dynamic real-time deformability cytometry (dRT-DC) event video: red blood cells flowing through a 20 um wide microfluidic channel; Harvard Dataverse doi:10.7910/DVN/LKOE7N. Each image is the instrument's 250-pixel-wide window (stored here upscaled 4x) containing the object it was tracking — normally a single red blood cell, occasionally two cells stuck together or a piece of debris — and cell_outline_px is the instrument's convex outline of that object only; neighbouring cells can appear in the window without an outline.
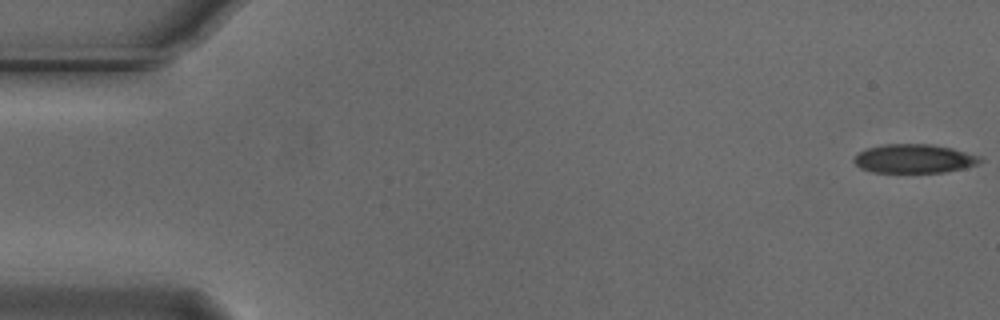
{"species": "Egyptian fruit bat (a non-hibernating species)", "species_latin": "Rousettus aegyptiacus", "temperature_condition": "cold", "stored_images_in_passage": 16, "camera_frame_rate_fps": 3000, "um_per_image_px": 0.085, "animal": {"sex": "male"}, "frame": {"image": 1, "passage_image": 1, "time_ms": 0.0, "image_size_px": [1000, 320], "cell_outline_px": [[984, 160], [976, 164], [964, 168], [944, 172], [872, 172], [860, 168], [852, 160], [860, 152], [868, 148], [884, 144], [932, 144], [952, 148], [980, 156]], "centroid_in_image_um": [77.71, 13.48], "position_along_channel_um": 7.3, "area_um2": 21.1}}
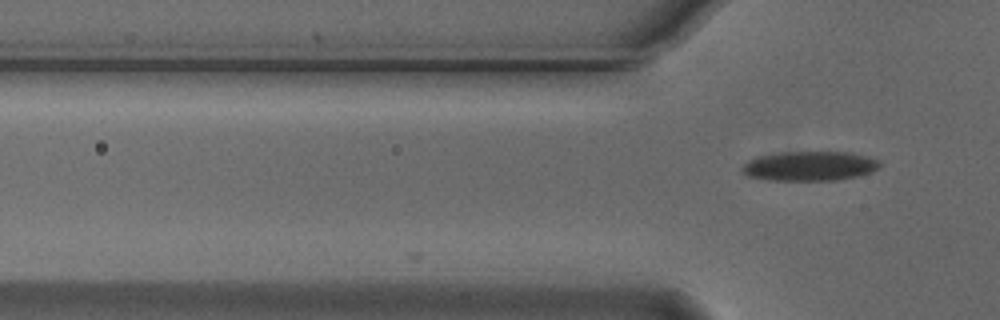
{"frame": {"image": 2, "passage_image": 16, "time_ms": 5.0, "image_size_px": [1000, 320], "cell_outline_px": [[880, 168], [872, 172], [860, 176], [836, 180], [768, 180], [748, 176], [740, 168], [748, 160], [756, 156], [780, 152], [852, 152], [868, 156], [880, 160]], "centroid_in_image_um": [68.85, 14.11], "position_along_channel_um": 56.9, "area_um2": 23.99}}